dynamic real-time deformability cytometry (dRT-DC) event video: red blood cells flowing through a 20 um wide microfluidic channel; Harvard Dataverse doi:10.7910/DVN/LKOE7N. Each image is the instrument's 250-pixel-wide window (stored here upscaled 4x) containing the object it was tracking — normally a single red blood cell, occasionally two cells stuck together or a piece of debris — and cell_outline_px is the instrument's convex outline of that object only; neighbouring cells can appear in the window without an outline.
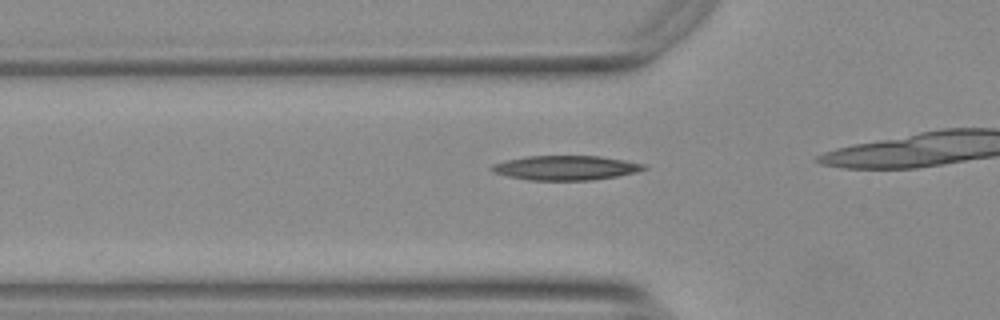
{"species": "Egyptian fruit bat (a non-hibernating species)", "species_latin": "Rousettus aegyptiacus", "temperature_condition": "warm", "stored_images_in_passage": 18, "camera_frame_rate_fps": 3000, "um_per_image_px": 0.085, "animal": {"sex": "female"}, "frame": {"image": 1, "passage_image": 10, "time_ms": 3.0, "image_size_px": [1000, 320], "cell_outline_px": [[648, 168], [636, 172], [616, 176], [592, 180], [528, 180], [508, 176], [492, 172], [488, 168], [492, 164], [504, 160], [524, 156], [600, 156], [648, 164]], "centroid_in_image_um": [48.06, 14.26], "position_along_channel_um": 77.7, "area_um2": 21.91}}
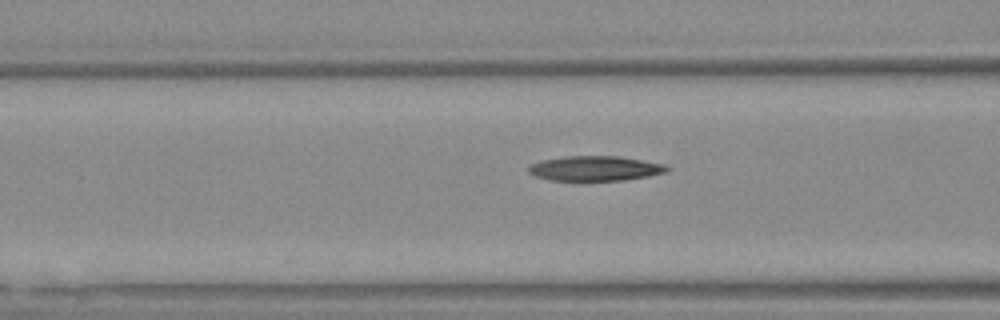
{"frame": {"image": 2, "passage_image": 13, "time_ms": 4.0, "image_size_px": [1000, 320], "cell_outline_px": [[672, 168], [668, 172], [648, 176], [624, 180], [548, 180], [536, 176], [528, 172], [528, 168], [532, 164], [540, 160], [568, 156], [620, 156], [664, 164]], "centroid_in_image_um": [50.62, 14.31], "position_along_channel_um": 116.0, "area_um2": 20.06}}
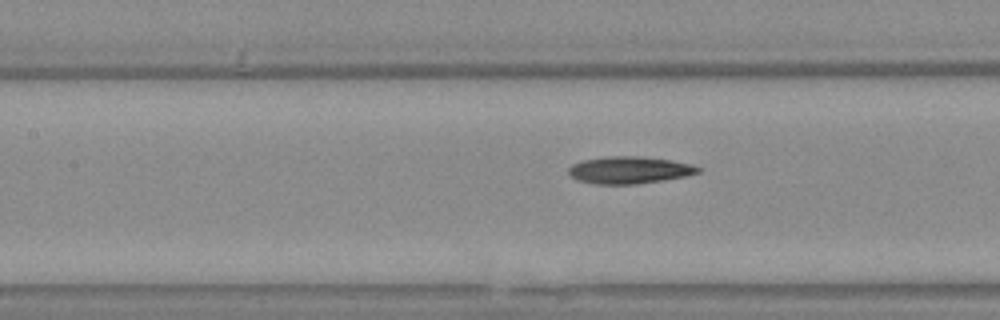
{"frame": {"image": 3, "passage_image": 16, "time_ms": 5.0, "image_size_px": [1000, 320], "cell_outline_px": [[700, 172], [684, 176], [636, 184], [596, 184], [576, 180], [568, 172], [568, 168], [572, 164], [584, 160], [608, 156], [640, 156], [672, 160], [692, 164], [700, 168]], "centroid_in_image_um": [53.47, 14.45], "position_along_channel_um": 153.9, "area_um2": 20.35}}